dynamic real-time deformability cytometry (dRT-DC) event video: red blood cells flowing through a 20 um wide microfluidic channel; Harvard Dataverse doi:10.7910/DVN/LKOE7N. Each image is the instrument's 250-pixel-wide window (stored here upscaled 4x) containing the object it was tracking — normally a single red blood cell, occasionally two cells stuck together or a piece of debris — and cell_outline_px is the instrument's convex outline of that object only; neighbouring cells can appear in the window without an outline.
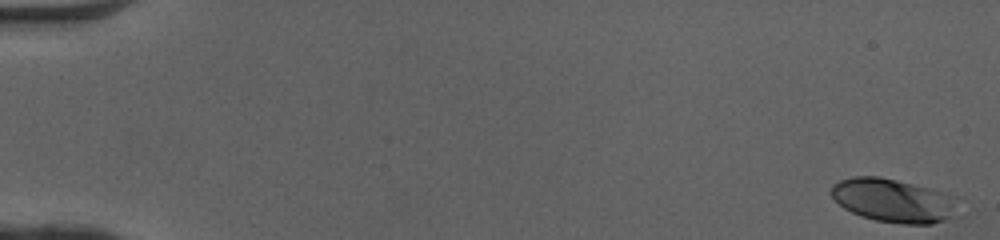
{"species": "human", "species_latin": "Homo sapiens", "temperature_condition": "cold", "stored_images_in_passage": 51, "camera_frame_rate_fps": 3000, "um_per_image_px": 0.085, "donor": {"sex": "female"}, "frame": {"image": 1, "passage_image": 1, "time_ms": 0.0, "image_size_px": [1000, 240], "cell_outline_px": [[960, 196], [948, 216], [944, 220], [932, 224], [904, 224], [876, 220], [860, 216], [844, 208], [832, 196], [832, 184], [840, 180], [852, 176], [880, 176]], "centroid_in_image_um": [75.9, 17.02], "position_along_channel_um": 9.1, "area_um2": 31.79}}
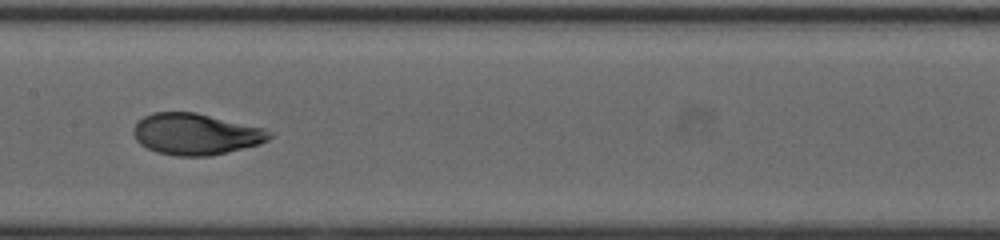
{"frame": {"image": 2, "passage_image": 27, "time_ms": 8.667, "image_size_px": [1000, 240], "cell_outline_px": [[276, 136], [260, 144], [208, 156], [176, 156], [156, 152], [140, 144], [136, 140], [132, 132], [132, 128], [144, 116], [152, 112], [196, 112], [264, 128], [276, 132]], "centroid_in_image_um": [16.67, 11.39], "position_along_channel_um": 190.7, "area_um2": 33.0}}
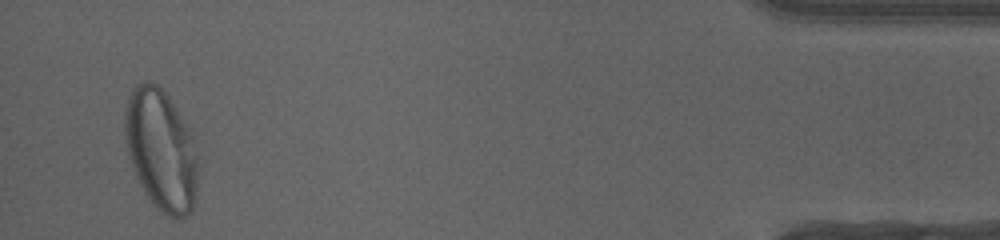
{"frame": {"image": 3, "passage_image": 49, "time_ms": 16.0, "image_size_px": [1000, 240], "cell_outline_px": [[200, 176], [192, 212], [188, 216], [168, 216], [160, 212], [156, 208], [144, 192], [136, 176], [128, 152], [124, 132], [124, 108], [128, 96], [132, 88], [136, 84], [144, 80], [148, 80], [156, 84], [168, 96], [184, 120], [188, 128], [192, 140], [200, 168]], "centroid_in_image_um": [13.69, 12.75], "position_along_channel_um": 421.5, "area_um2": 52.08}, "authors_computed_cell_mechanics": {"area_um2": 32.4836, "velocity_mm_per_s": 4.0855, "shape_relaxation_time_tau1_ms": 3.3644, "shape_relaxation_time_tau2_ms": 0.6817, "deformation_change_tau1": 0.1905, "deformation_change_tau2": 0.0583}}